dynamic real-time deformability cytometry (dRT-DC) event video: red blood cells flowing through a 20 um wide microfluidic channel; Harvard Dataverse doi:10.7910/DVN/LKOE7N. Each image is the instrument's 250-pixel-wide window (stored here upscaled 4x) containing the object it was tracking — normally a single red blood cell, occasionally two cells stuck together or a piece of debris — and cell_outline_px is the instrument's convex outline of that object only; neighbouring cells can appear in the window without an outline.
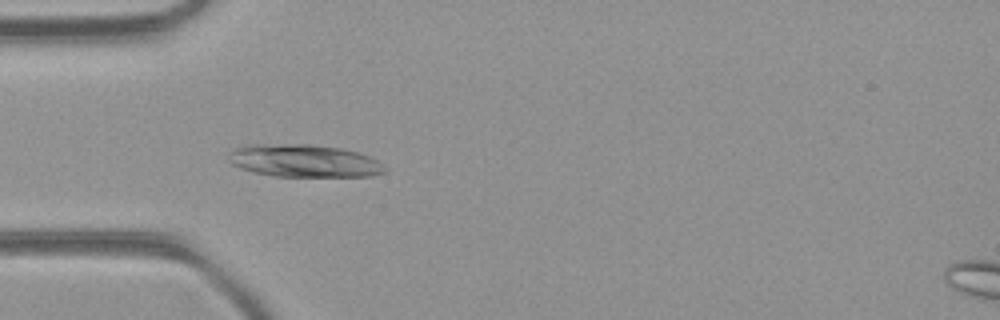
{"species": "common noctule bat (a hibernating species)", "species_latin": "Nyctalus noctula", "temperature_condition": "room temperature", "stored_images_in_passage": 5, "camera_frame_rate_fps": 3000, "um_per_image_px": 0.085, "animal": {"sex": "female", "body_mass_g": 21.9}, "frame": {"image": 1, "passage_image": 4, "time_ms": 1.0, "image_size_px": [1000, 320], "cell_outline_px": [[388, 172], [372, 176], [272, 176], [240, 168], [232, 164], [228, 160], [228, 152], [236, 148], [252, 144], [308, 144], [340, 148], [356, 152], [368, 156], [376, 160], [388, 168]], "centroid_in_image_um": [25.85, 13.67], "position_along_channel_um": 59.1, "area_um2": 29.71}}